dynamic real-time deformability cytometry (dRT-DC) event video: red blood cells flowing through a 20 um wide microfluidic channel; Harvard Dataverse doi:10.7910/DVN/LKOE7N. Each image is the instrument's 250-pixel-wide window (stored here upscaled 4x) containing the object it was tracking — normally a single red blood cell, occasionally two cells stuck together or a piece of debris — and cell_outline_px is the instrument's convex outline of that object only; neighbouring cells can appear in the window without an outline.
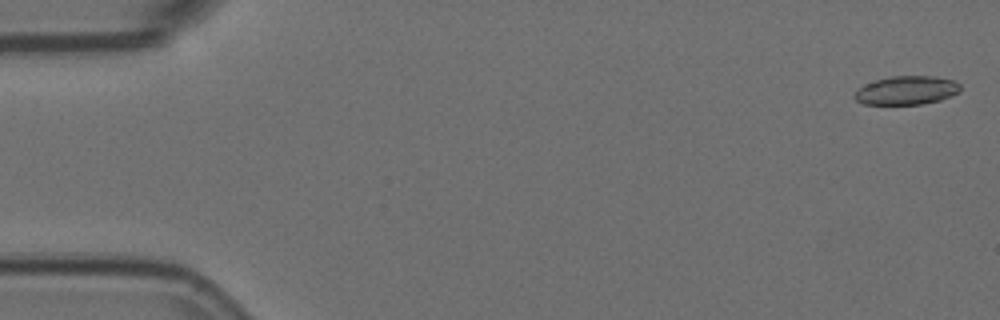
{"species": "Egyptian fruit bat (a non-hibernating species)", "species_latin": "Rousettus aegyptiacus", "temperature_condition": "room temperature", "stored_images_in_passage": 6, "camera_frame_rate_fps": 3000, "um_per_image_px": 0.085, "animal": {"sex": "female"}, "frame": {"image": 1, "passage_image": 1, "time_ms": 0.0, "image_size_px": [1000, 320], "cell_outline_px": [[960, 92], [952, 96], [940, 100], [920, 104], [864, 104], [856, 100], [852, 96], [860, 88], [876, 80], [892, 76], [936, 76], [952, 80], [960, 84]], "centroid_in_image_um": [77.1, 7.68], "position_along_channel_um": 7.9, "area_um2": 17.51}}
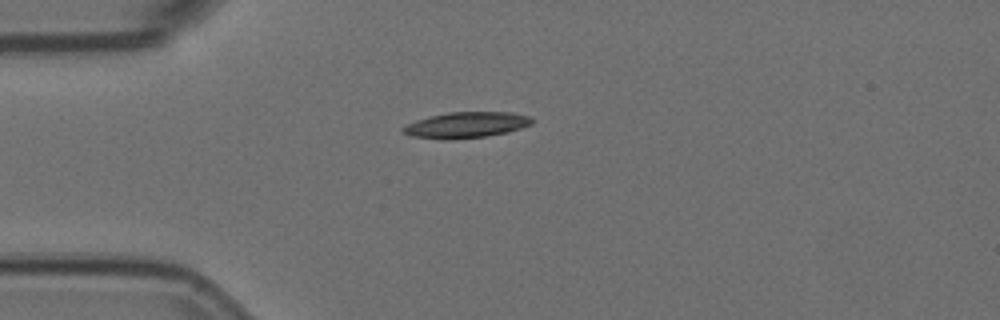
{"frame": {"image": 2, "passage_image": 5, "time_ms": 1.333, "image_size_px": [1000, 320], "cell_outline_px": [[532, 124], [508, 132], [484, 136], [452, 140], [440, 140], [412, 136], [400, 132], [400, 128], [416, 120], [448, 112], [512, 112], [532, 116]], "centroid_in_image_um": [39.61, 10.63], "position_along_channel_um": 45.4, "area_um2": 19.59}}
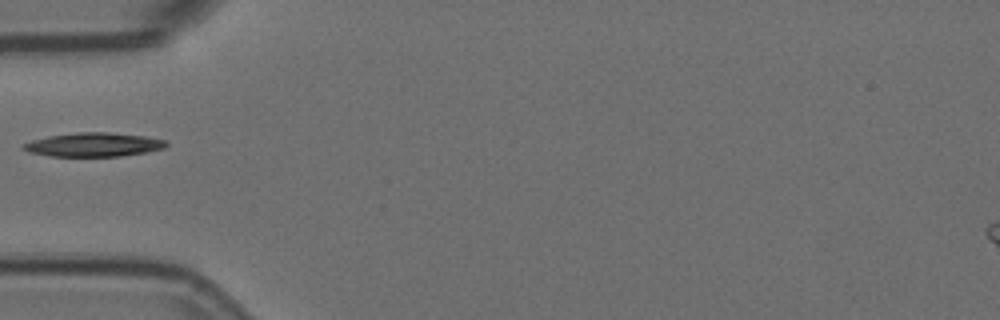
{"frame": {"image": 3, "passage_image": 6, "time_ms": 1.667, "image_size_px": [1000, 320], "cell_outline_px": [[168, 144], [164, 148], [144, 152], [120, 156], [48, 156], [28, 152], [20, 148], [20, 144], [32, 140], [48, 136], [80, 132], [108, 132], [144, 136], [164, 140]], "centroid_in_image_um": [7.88, 12.29], "position_along_channel_um": 77.1, "area_um2": 19.83}}